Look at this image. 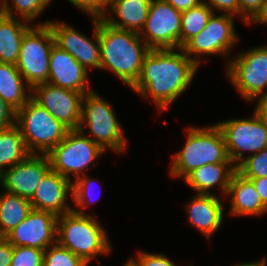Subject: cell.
<instances>
[{
  "label": "cell",
  "mask_w": 267,
  "mask_h": 266,
  "mask_svg": "<svg viewBox=\"0 0 267 266\" xmlns=\"http://www.w3.org/2000/svg\"><path fill=\"white\" fill-rule=\"evenodd\" d=\"M116 0H98V2L105 8L107 9L113 2Z\"/></svg>",
  "instance_id": "cell-44"
},
{
  "label": "cell",
  "mask_w": 267,
  "mask_h": 266,
  "mask_svg": "<svg viewBox=\"0 0 267 266\" xmlns=\"http://www.w3.org/2000/svg\"><path fill=\"white\" fill-rule=\"evenodd\" d=\"M49 20L32 25L24 34L16 67L26 83L34 86L47 83L49 55L55 39Z\"/></svg>",
  "instance_id": "cell-7"
},
{
  "label": "cell",
  "mask_w": 267,
  "mask_h": 266,
  "mask_svg": "<svg viewBox=\"0 0 267 266\" xmlns=\"http://www.w3.org/2000/svg\"><path fill=\"white\" fill-rule=\"evenodd\" d=\"M212 13L213 10L204 3L181 12L180 48L206 27Z\"/></svg>",
  "instance_id": "cell-27"
},
{
  "label": "cell",
  "mask_w": 267,
  "mask_h": 266,
  "mask_svg": "<svg viewBox=\"0 0 267 266\" xmlns=\"http://www.w3.org/2000/svg\"><path fill=\"white\" fill-rule=\"evenodd\" d=\"M15 125L20 129L30 154L47 155L70 130L32 97L16 111Z\"/></svg>",
  "instance_id": "cell-6"
},
{
  "label": "cell",
  "mask_w": 267,
  "mask_h": 266,
  "mask_svg": "<svg viewBox=\"0 0 267 266\" xmlns=\"http://www.w3.org/2000/svg\"><path fill=\"white\" fill-rule=\"evenodd\" d=\"M6 240V235L0 229V244Z\"/></svg>",
  "instance_id": "cell-45"
},
{
  "label": "cell",
  "mask_w": 267,
  "mask_h": 266,
  "mask_svg": "<svg viewBox=\"0 0 267 266\" xmlns=\"http://www.w3.org/2000/svg\"><path fill=\"white\" fill-rule=\"evenodd\" d=\"M80 257L57 242L44 250L43 266H87Z\"/></svg>",
  "instance_id": "cell-29"
},
{
  "label": "cell",
  "mask_w": 267,
  "mask_h": 266,
  "mask_svg": "<svg viewBox=\"0 0 267 266\" xmlns=\"http://www.w3.org/2000/svg\"><path fill=\"white\" fill-rule=\"evenodd\" d=\"M150 4L151 0H116L106 9L102 19L113 27L140 34L148 18ZM112 14L120 21L115 20Z\"/></svg>",
  "instance_id": "cell-21"
},
{
  "label": "cell",
  "mask_w": 267,
  "mask_h": 266,
  "mask_svg": "<svg viewBox=\"0 0 267 266\" xmlns=\"http://www.w3.org/2000/svg\"><path fill=\"white\" fill-rule=\"evenodd\" d=\"M198 68L199 65L181 48L150 49L143 59L140 77L131 90L143 98L151 96L162 112L191 86Z\"/></svg>",
  "instance_id": "cell-1"
},
{
  "label": "cell",
  "mask_w": 267,
  "mask_h": 266,
  "mask_svg": "<svg viewBox=\"0 0 267 266\" xmlns=\"http://www.w3.org/2000/svg\"><path fill=\"white\" fill-rule=\"evenodd\" d=\"M123 266H136V264L131 259H129Z\"/></svg>",
  "instance_id": "cell-46"
},
{
  "label": "cell",
  "mask_w": 267,
  "mask_h": 266,
  "mask_svg": "<svg viewBox=\"0 0 267 266\" xmlns=\"http://www.w3.org/2000/svg\"><path fill=\"white\" fill-rule=\"evenodd\" d=\"M267 0H239V17L249 25L261 12Z\"/></svg>",
  "instance_id": "cell-34"
},
{
  "label": "cell",
  "mask_w": 267,
  "mask_h": 266,
  "mask_svg": "<svg viewBox=\"0 0 267 266\" xmlns=\"http://www.w3.org/2000/svg\"><path fill=\"white\" fill-rule=\"evenodd\" d=\"M267 263H266V256H265V258H262V259H258V261L256 262H245V263H240V264H238V265H233V266H267L266 265Z\"/></svg>",
  "instance_id": "cell-43"
},
{
  "label": "cell",
  "mask_w": 267,
  "mask_h": 266,
  "mask_svg": "<svg viewBox=\"0 0 267 266\" xmlns=\"http://www.w3.org/2000/svg\"><path fill=\"white\" fill-rule=\"evenodd\" d=\"M8 1L1 0L2 13L31 23L41 15L52 0H12L11 7Z\"/></svg>",
  "instance_id": "cell-28"
},
{
  "label": "cell",
  "mask_w": 267,
  "mask_h": 266,
  "mask_svg": "<svg viewBox=\"0 0 267 266\" xmlns=\"http://www.w3.org/2000/svg\"><path fill=\"white\" fill-rule=\"evenodd\" d=\"M254 112L267 124V93L257 97Z\"/></svg>",
  "instance_id": "cell-40"
},
{
  "label": "cell",
  "mask_w": 267,
  "mask_h": 266,
  "mask_svg": "<svg viewBox=\"0 0 267 266\" xmlns=\"http://www.w3.org/2000/svg\"><path fill=\"white\" fill-rule=\"evenodd\" d=\"M31 97L70 130L79 128L83 93L47 82L34 86Z\"/></svg>",
  "instance_id": "cell-13"
},
{
  "label": "cell",
  "mask_w": 267,
  "mask_h": 266,
  "mask_svg": "<svg viewBox=\"0 0 267 266\" xmlns=\"http://www.w3.org/2000/svg\"><path fill=\"white\" fill-rule=\"evenodd\" d=\"M47 82L69 90L83 93L93 90L88 85V72L75 58L56 44L50 55Z\"/></svg>",
  "instance_id": "cell-17"
},
{
  "label": "cell",
  "mask_w": 267,
  "mask_h": 266,
  "mask_svg": "<svg viewBox=\"0 0 267 266\" xmlns=\"http://www.w3.org/2000/svg\"><path fill=\"white\" fill-rule=\"evenodd\" d=\"M93 181L95 182V179L87 177V174H85L84 176L82 175L72 182V199L73 203L78 207V209L73 208L72 210L78 214H87L85 213L84 208H87L88 205H90V203L92 204L93 202L91 201V197H93L91 196V191L94 186Z\"/></svg>",
  "instance_id": "cell-31"
},
{
  "label": "cell",
  "mask_w": 267,
  "mask_h": 266,
  "mask_svg": "<svg viewBox=\"0 0 267 266\" xmlns=\"http://www.w3.org/2000/svg\"><path fill=\"white\" fill-rule=\"evenodd\" d=\"M181 11L165 0H151L148 18L140 33L150 49L180 48Z\"/></svg>",
  "instance_id": "cell-12"
},
{
  "label": "cell",
  "mask_w": 267,
  "mask_h": 266,
  "mask_svg": "<svg viewBox=\"0 0 267 266\" xmlns=\"http://www.w3.org/2000/svg\"><path fill=\"white\" fill-rule=\"evenodd\" d=\"M50 169L46 154H29L23 161L2 172L1 185L4 191L31 200Z\"/></svg>",
  "instance_id": "cell-16"
},
{
  "label": "cell",
  "mask_w": 267,
  "mask_h": 266,
  "mask_svg": "<svg viewBox=\"0 0 267 266\" xmlns=\"http://www.w3.org/2000/svg\"><path fill=\"white\" fill-rule=\"evenodd\" d=\"M13 245L6 239L0 244V266H11Z\"/></svg>",
  "instance_id": "cell-38"
},
{
  "label": "cell",
  "mask_w": 267,
  "mask_h": 266,
  "mask_svg": "<svg viewBox=\"0 0 267 266\" xmlns=\"http://www.w3.org/2000/svg\"><path fill=\"white\" fill-rule=\"evenodd\" d=\"M113 111V106L99 97L94 90L87 92L82 101L79 130L97 143L104 151L108 149L121 154L127 147L124 129ZM88 128L87 131L84 130ZM93 137V138H92Z\"/></svg>",
  "instance_id": "cell-5"
},
{
  "label": "cell",
  "mask_w": 267,
  "mask_h": 266,
  "mask_svg": "<svg viewBox=\"0 0 267 266\" xmlns=\"http://www.w3.org/2000/svg\"><path fill=\"white\" fill-rule=\"evenodd\" d=\"M252 181L262 203L267 207V177L248 178Z\"/></svg>",
  "instance_id": "cell-39"
},
{
  "label": "cell",
  "mask_w": 267,
  "mask_h": 266,
  "mask_svg": "<svg viewBox=\"0 0 267 266\" xmlns=\"http://www.w3.org/2000/svg\"><path fill=\"white\" fill-rule=\"evenodd\" d=\"M259 23V24H263V25H267V1L265 2V4L263 5V8L261 10V12L257 15V17L249 24V26L252 23Z\"/></svg>",
  "instance_id": "cell-42"
},
{
  "label": "cell",
  "mask_w": 267,
  "mask_h": 266,
  "mask_svg": "<svg viewBox=\"0 0 267 266\" xmlns=\"http://www.w3.org/2000/svg\"><path fill=\"white\" fill-rule=\"evenodd\" d=\"M230 202V215L263 216L267 207L262 203L252 181L235 171L231 177L226 197Z\"/></svg>",
  "instance_id": "cell-20"
},
{
  "label": "cell",
  "mask_w": 267,
  "mask_h": 266,
  "mask_svg": "<svg viewBox=\"0 0 267 266\" xmlns=\"http://www.w3.org/2000/svg\"><path fill=\"white\" fill-rule=\"evenodd\" d=\"M236 171L245 178L267 177V147L262 151L244 157Z\"/></svg>",
  "instance_id": "cell-30"
},
{
  "label": "cell",
  "mask_w": 267,
  "mask_h": 266,
  "mask_svg": "<svg viewBox=\"0 0 267 266\" xmlns=\"http://www.w3.org/2000/svg\"><path fill=\"white\" fill-rule=\"evenodd\" d=\"M32 210L30 200L4 191L0 194V229L7 235L17 227Z\"/></svg>",
  "instance_id": "cell-25"
},
{
  "label": "cell",
  "mask_w": 267,
  "mask_h": 266,
  "mask_svg": "<svg viewBox=\"0 0 267 266\" xmlns=\"http://www.w3.org/2000/svg\"><path fill=\"white\" fill-rule=\"evenodd\" d=\"M101 69L113 72L129 88L138 81L150 48L139 33L116 28L98 19Z\"/></svg>",
  "instance_id": "cell-2"
},
{
  "label": "cell",
  "mask_w": 267,
  "mask_h": 266,
  "mask_svg": "<svg viewBox=\"0 0 267 266\" xmlns=\"http://www.w3.org/2000/svg\"><path fill=\"white\" fill-rule=\"evenodd\" d=\"M70 3L86 12L91 18H103L106 9L98 2V0H68Z\"/></svg>",
  "instance_id": "cell-35"
},
{
  "label": "cell",
  "mask_w": 267,
  "mask_h": 266,
  "mask_svg": "<svg viewBox=\"0 0 267 266\" xmlns=\"http://www.w3.org/2000/svg\"><path fill=\"white\" fill-rule=\"evenodd\" d=\"M184 147L172 157L170 175L184 179L193 170L213 163H232L229 159L223 133L217 124L185 129Z\"/></svg>",
  "instance_id": "cell-3"
},
{
  "label": "cell",
  "mask_w": 267,
  "mask_h": 266,
  "mask_svg": "<svg viewBox=\"0 0 267 266\" xmlns=\"http://www.w3.org/2000/svg\"><path fill=\"white\" fill-rule=\"evenodd\" d=\"M44 250L13 246L11 266H43Z\"/></svg>",
  "instance_id": "cell-32"
},
{
  "label": "cell",
  "mask_w": 267,
  "mask_h": 266,
  "mask_svg": "<svg viewBox=\"0 0 267 266\" xmlns=\"http://www.w3.org/2000/svg\"><path fill=\"white\" fill-rule=\"evenodd\" d=\"M1 182H2V173L0 172V185H1Z\"/></svg>",
  "instance_id": "cell-47"
},
{
  "label": "cell",
  "mask_w": 267,
  "mask_h": 266,
  "mask_svg": "<svg viewBox=\"0 0 267 266\" xmlns=\"http://www.w3.org/2000/svg\"><path fill=\"white\" fill-rule=\"evenodd\" d=\"M57 217L50 211L32 209L28 216L6 235V239L13 246L46 250L56 243Z\"/></svg>",
  "instance_id": "cell-15"
},
{
  "label": "cell",
  "mask_w": 267,
  "mask_h": 266,
  "mask_svg": "<svg viewBox=\"0 0 267 266\" xmlns=\"http://www.w3.org/2000/svg\"><path fill=\"white\" fill-rule=\"evenodd\" d=\"M105 152L82 131L72 129L47 156L52 170L72 180L70 175L75 179L85 175L88 166Z\"/></svg>",
  "instance_id": "cell-8"
},
{
  "label": "cell",
  "mask_w": 267,
  "mask_h": 266,
  "mask_svg": "<svg viewBox=\"0 0 267 266\" xmlns=\"http://www.w3.org/2000/svg\"><path fill=\"white\" fill-rule=\"evenodd\" d=\"M176 10L185 11L201 3V0H165Z\"/></svg>",
  "instance_id": "cell-41"
},
{
  "label": "cell",
  "mask_w": 267,
  "mask_h": 266,
  "mask_svg": "<svg viewBox=\"0 0 267 266\" xmlns=\"http://www.w3.org/2000/svg\"><path fill=\"white\" fill-rule=\"evenodd\" d=\"M223 206V201L216 194H196L185 205V211L189 223L210 239L223 222Z\"/></svg>",
  "instance_id": "cell-19"
},
{
  "label": "cell",
  "mask_w": 267,
  "mask_h": 266,
  "mask_svg": "<svg viewBox=\"0 0 267 266\" xmlns=\"http://www.w3.org/2000/svg\"><path fill=\"white\" fill-rule=\"evenodd\" d=\"M234 15L213 12L206 27L190 38L181 49L197 65H200L198 55H220L227 57L231 48L240 39L235 32Z\"/></svg>",
  "instance_id": "cell-10"
},
{
  "label": "cell",
  "mask_w": 267,
  "mask_h": 266,
  "mask_svg": "<svg viewBox=\"0 0 267 266\" xmlns=\"http://www.w3.org/2000/svg\"><path fill=\"white\" fill-rule=\"evenodd\" d=\"M98 219L70 211L57 217L56 242L89 264L98 255H107L112 246Z\"/></svg>",
  "instance_id": "cell-4"
},
{
  "label": "cell",
  "mask_w": 267,
  "mask_h": 266,
  "mask_svg": "<svg viewBox=\"0 0 267 266\" xmlns=\"http://www.w3.org/2000/svg\"><path fill=\"white\" fill-rule=\"evenodd\" d=\"M228 59L227 76L244 100L253 102L267 93V46L240 52Z\"/></svg>",
  "instance_id": "cell-9"
},
{
  "label": "cell",
  "mask_w": 267,
  "mask_h": 266,
  "mask_svg": "<svg viewBox=\"0 0 267 266\" xmlns=\"http://www.w3.org/2000/svg\"><path fill=\"white\" fill-rule=\"evenodd\" d=\"M31 26L27 21L0 13V62L16 65L24 34Z\"/></svg>",
  "instance_id": "cell-23"
},
{
  "label": "cell",
  "mask_w": 267,
  "mask_h": 266,
  "mask_svg": "<svg viewBox=\"0 0 267 266\" xmlns=\"http://www.w3.org/2000/svg\"><path fill=\"white\" fill-rule=\"evenodd\" d=\"M221 129L229 159L237 166L244 152L256 154L267 147V124L253 112L250 118L228 119L217 123Z\"/></svg>",
  "instance_id": "cell-11"
},
{
  "label": "cell",
  "mask_w": 267,
  "mask_h": 266,
  "mask_svg": "<svg viewBox=\"0 0 267 266\" xmlns=\"http://www.w3.org/2000/svg\"><path fill=\"white\" fill-rule=\"evenodd\" d=\"M138 257V258H137ZM136 266H177L166 255L139 251L135 258H130Z\"/></svg>",
  "instance_id": "cell-33"
},
{
  "label": "cell",
  "mask_w": 267,
  "mask_h": 266,
  "mask_svg": "<svg viewBox=\"0 0 267 266\" xmlns=\"http://www.w3.org/2000/svg\"><path fill=\"white\" fill-rule=\"evenodd\" d=\"M92 19L94 23L93 39L64 22L50 20L48 22L54 35L55 44L72 55L87 71L92 67L101 69L98 19Z\"/></svg>",
  "instance_id": "cell-14"
},
{
  "label": "cell",
  "mask_w": 267,
  "mask_h": 266,
  "mask_svg": "<svg viewBox=\"0 0 267 266\" xmlns=\"http://www.w3.org/2000/svg\"><path fill=\"white\" fill-rule=\"evenodd\" d=\"M235 171L236 166L233 163L206 164L193 170L183 180L196 191V194L214 195L210 189L218 185L222 195L226 196Z\"/></svg>",
  "instance_id": "cell-22"
},
{
  "label": "cell",
  "mask_w": 267,
  "mask_h": 266,
  "mask_svg": "<svg viewBox=\"0 0 267 266\" xmlns=\"http://www.w3.org/2000/svg\"><path fill=\"white\" fill-rule=\"evenodd\" d=\"M201 3L207 5L213 12L218 9L225 14L239 16V0H201Z\"/></svg>",
  "instance_id": "cell-36"
},
{
  "label": "cell",
  "mask_w": 267,
  "mask_h": 266,
  "mask_svg": "<svg viewBox=\"0 0 267 266\" xmlns=\"http://www.w3.org/2000/svg\"><path fill=\"white\" fill-rule=\"evenodd\" d=\"M16 111L0 97V130L15 125Z\"/></svg>",
  "instance_id": "cell-37"
},
{
  "label": "cell",
  "mask_w": 267,
  "mask_h": 266,
  "mask_svg": "<svg viewBox=\"0 0 267 266\" xmlns=\"http://www.w3.org/2000/svg\"><path fill=\"white\" fill-rule=\"evenodd\" d=\"M30 153L28 152L20 129L14 125L0 130V172L23 161Z\"/></svg>",
  "instance_id": "cell-26"
},
{
  "label": "cell",
  "mask_w": 267,
  "mask_h": 266,
  "mask_svg": "<svg viewBox=\"0 0 267 266\" xmlns=\"http://www.w3.org/2000/svg\"><path fill=\"white\" fill-rule=\"evenodd\" d=\"M72 182L50 169L30 200L32 209L50 211L57 216L72 211V206L67 203L69 193L72 199Z\"/></svg>",
  "instance_id": "cell-18"
},
{
  "label": "cell",
  "mask_w": 267,
  "mask_h": 266,
  "mask_svg": "<svg viewBox=\"0 0 267 266\" xmlns=\"http://www.w3.org/2000/svg\"><path fill=\"white\" fill-rule=\"evenodd\" d=\"M32 88L16 65L0 62V97L15 111L31 98Z\"/></svg>",
  "instance_id": "cell-24"
}]
</instances>
